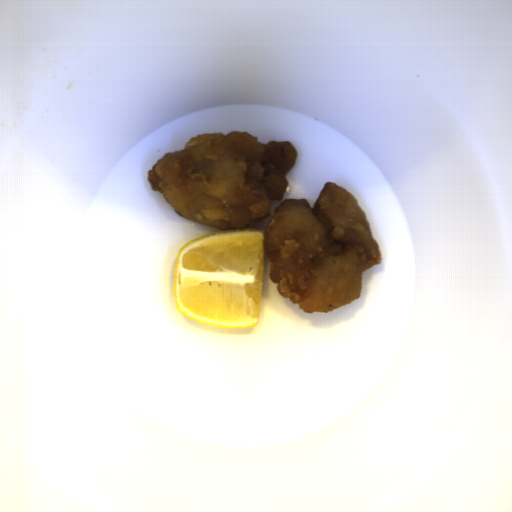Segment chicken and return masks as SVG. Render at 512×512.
Wrapping results in <instances>:
<instances>
[{"label":"chicken","instance_id":"ae283196","mask_svg":"<svg viewBox=\"0 0 512 512\" xmlns=\"http://www.w3.org/2000/svg\"><path fill=\"white\" fill-rule=\"evenodd\" d=\"M268 277L303 312H330L361 296L362 272L382 255L358 200L325 182L315 204L288 198L264 228Z\"/></svg>","mask_w":512,"mask_h":512},{"label":"chicken","instance_id":"52989762","mask_svg":"<svg viewBox=\"0 0 512 512\" xmlns=\"http://www.w3.org/2000/svg\"><path fill=\"white\" fill-rule=\"evenodd\" d=\"M297 158L290 140L264 144L245 130L205 132L164 154L147 175L180 217L221 231L248 229L283 199Z\"/></svg>","mask_w":512,"mask_h":512}]
</instances>
